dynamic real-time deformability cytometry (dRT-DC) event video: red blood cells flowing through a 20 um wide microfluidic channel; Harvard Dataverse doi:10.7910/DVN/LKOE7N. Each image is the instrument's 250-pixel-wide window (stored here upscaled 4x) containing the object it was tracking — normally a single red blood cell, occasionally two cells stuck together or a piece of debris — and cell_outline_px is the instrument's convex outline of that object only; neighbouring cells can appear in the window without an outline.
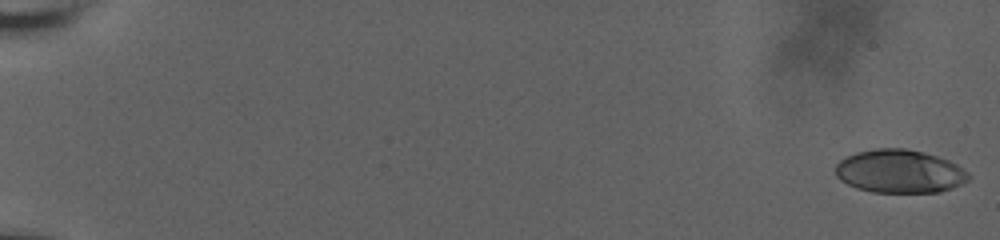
{"species": "human", "species_latin": "Homo sapiens", "temperature_condition": "room temperature", "stored_images_in_passage": 59, "camera_frame_rate_fps": 3000, "um_per_image_px": 0.085, "donor": {"sex": "male"}, "frame": {"image": 1, "passage_image": 1, "time_ms": 0.0, "image_size_px": [1000, 240], "cell_outline_px": [[972, 176], [968, 180], [952, 188], [940, 192], [872, 192], [856, 188], [840, 180], [836, 176], [836, 164], [840, 160], [856, 152], [876, 148], [904, 148], [924, 152], [948, 160], [956, 164], [968, 172]], "centroid_in_image_um": [76.47, 14.56], "position_along_channel_um": 8.5, "area_um2": 33.58}}
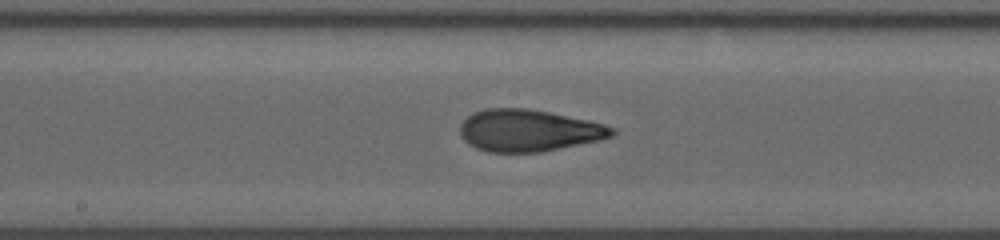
{"frame": {"image": 2, "passage_image": 34, "time_ms": 11.0, "image_size_px": [1000, 240], "cell_outline_px": [[616, 132], [612, 136], [600, 140], [540, 152], [488, 152], [476, 148], [468, 144], [460, 136], [460, 124], [472, 112], [484, 108], [528, 108], [588, 120], [604, 124], [616, 128]], "centroid_in_image_um": [44.91, 11.09], "position_along_channel_um": 203.3, "area_um2": 37.22}}
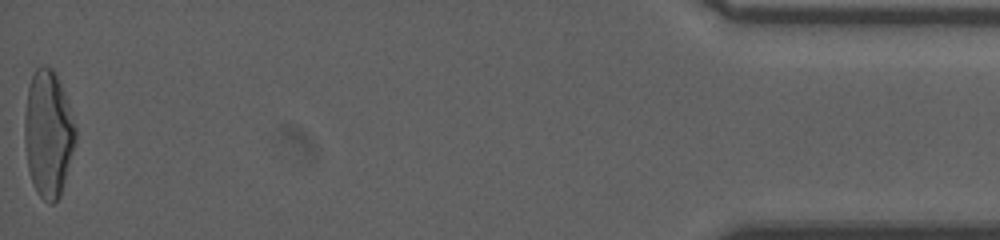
{"frame": {"image": 3, "passage_image": 59, "time_ms": 19.333, "image_size_px": [1000, 240], "cell_outline_px": [[76, 140], [60, 196], [52, 204], [48, 204], [36, 192], [32, 184], [28, 168], [24, 140], [24, 116], [28, 88], [32, 76], [36, 68], [44, 64], [52, 68], [60, 84], [68, 104], [76, 128]], "centroid_in_image_um": [4.08, 11.39], "position_along_channel_um": 431.1, "area_um2": 37.45}, "authors_computed_cell_mechanics": {"area_um2": 35.8938, "velocity_mm_per_s": 3.7627, "shape_relaxation_time_tau1_ms": 5.2075, "shape_relaxation_time_tau2_ms": 1.1992, "deformation_change_tau1": 0.2014, "deformation_change_tau2": 0.0848}}